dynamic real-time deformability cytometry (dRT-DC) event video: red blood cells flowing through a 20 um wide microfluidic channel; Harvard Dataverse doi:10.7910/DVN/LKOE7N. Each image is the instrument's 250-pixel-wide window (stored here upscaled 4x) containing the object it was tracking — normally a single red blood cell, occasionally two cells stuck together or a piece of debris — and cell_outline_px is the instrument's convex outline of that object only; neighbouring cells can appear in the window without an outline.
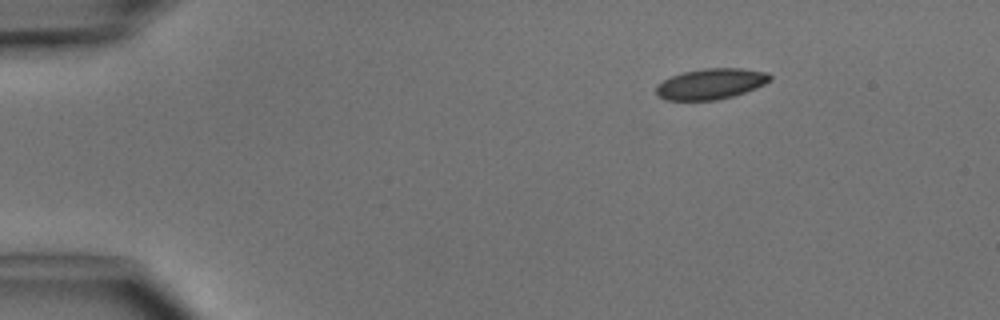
{"species": "common noctule bat (a hibernating species)", "species_latin": "Nyctalus noctula", "temperature_condition": "cold", "stored_images_in_passage": 3, "camera_frame_rate_fps": 3000, "um_per_image_px": 0.085, "animal": {"sex": "male", "body_mass_g": 15.6}, "frame": {"image": 1, "passage_image": 1, "time_ms": 0.0, "image_size_px": [1000, 320], "cell_outline_px": [[772, 80], [756, 88], [732, 96], [716, 100], [664, 100], [656, 96], [656, 84], [672, 76], [684, 72], [704, 68], [740, 68], [768, 72], [772, 76]], "centroid_in_image_um": [60.42, 7.13], "position_along_channel_um": 24.6, "area_um2": 20.46}}